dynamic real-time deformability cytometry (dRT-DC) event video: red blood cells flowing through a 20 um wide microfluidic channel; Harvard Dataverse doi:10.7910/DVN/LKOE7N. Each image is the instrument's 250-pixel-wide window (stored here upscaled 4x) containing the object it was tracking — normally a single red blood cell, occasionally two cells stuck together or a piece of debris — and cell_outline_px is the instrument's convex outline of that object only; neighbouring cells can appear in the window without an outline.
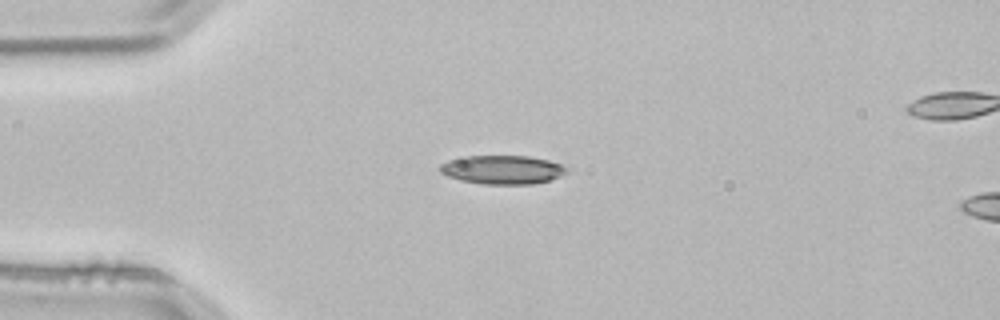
{"species": "common noctule bat (a hibernating species)", "species_latin": "Nyctalus noctula", "temperature_condition": "room temperature", "stored_images_in_passage": 2, "camera_frame_rate_fps": 3000, "um_per_image_px": 0.085, "animal": {"sex": "male", "body_mass_g": 21.5, "forearm_length_mm": 52.0}, "frame": {"image": 1, "passage_image": 1, "time_ms": 0.0, "image_size_px": [1000, 320], "cell_outline_px": [[568, 172], [560, 176], [548, 180], [532, 184], [484, 184], [460, 180], [448, 176], [440, 172], [440, 164], [448, 160], [464, 156], [528, 156], [548, 160], [560, 164], [568, 168]], "centroid_in_image_um": [42.7, 14.42], "position_along_channel_um": 42.3, "area_um2": 21.15}}